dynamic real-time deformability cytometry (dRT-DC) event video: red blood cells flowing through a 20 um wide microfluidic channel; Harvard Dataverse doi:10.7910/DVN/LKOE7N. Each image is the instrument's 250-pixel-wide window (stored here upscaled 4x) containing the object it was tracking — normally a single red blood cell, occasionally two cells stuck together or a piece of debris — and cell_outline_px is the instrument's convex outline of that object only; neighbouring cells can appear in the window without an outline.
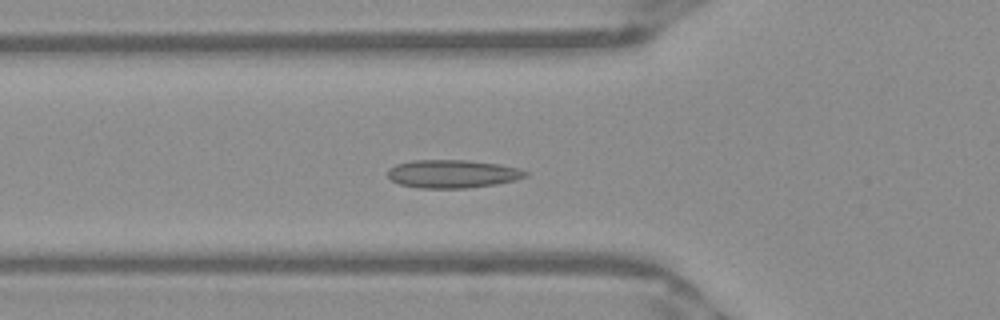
{"species": "Egyptian fruit bat (a non-hibernating species)", "species_latin": "Rousettus aegyptiacus", "temperature_condition": "warm", "stored_images_in_passage": 52, "camera_frame_rate_fps": 3000, "um_per_image_px": 0.085, "frame": {"image": 1, "passage_image": 18, "time_ms": 5.667, "image_size_px": [1000, 320], "cell_outline_px": [[528, 176], [516, 180], [496, 184], [468, 188], [420, 188], [400, 184], [392, 180], [388, 176], [388, 168], [396, 164], [412, 160], [468, 160], [500, 164], [520, 168], [528, 172]], "centroid_in_image_um": [38.5, 14.77], "position_along_channel_um": 87.3, "area_um2": 22.77}}
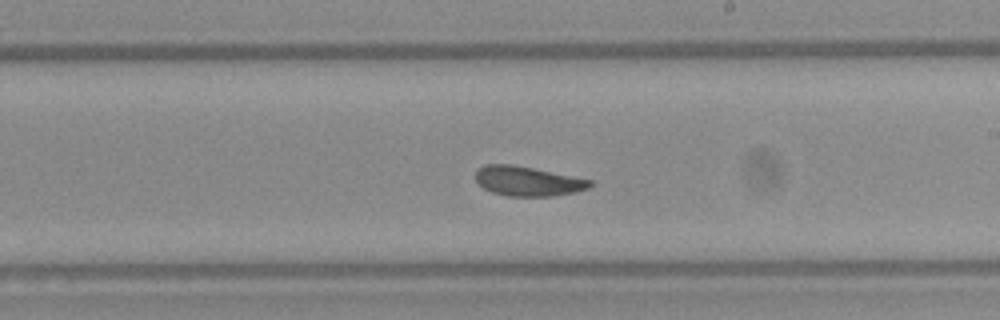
{"frame": {"image": 2, "passage_image": 30, "time_ms": 9.667, "image_size_px": [1000, 320], "cell_outline_px": [[592, 184], [588, 188], [572, 192], [552, 196], [508, 196], [492, 192], [484, 188], [476, 180], [476, 168], [484, 164], [512, 164], [592, 180]], "centroid_in_image_um": [44.81, 15.39], "position_along_channel_um": 244.2, "area_um2": 19.54}}
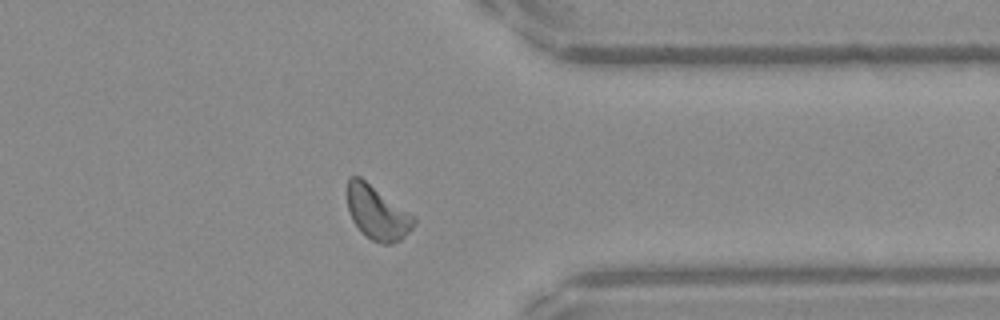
{"frame": {"image": 3, "passage_image": 41, "time_ms": 13.333, "image_size_px": [1000, 320], "cell_outline_px": [[416, 224], [400, 240], [392, 244], [384, 244], [372, 240], [364, 236], [360, 232], [352, 220], [348, 208], [348, 180], [352, 176], [360, 176], [412, 216], [416, 220]], "centroid_in_image_um": [32.03, 18.12], "position_along_channel_um": 379.4, "area_um2": 20.4}, "authors_computed_cell_mechanics": {"area_um2": 20.7213, "velocity_mm_per_s": 3.9063, "shape_relaxation_time_tau1_ms": null, "shape_relaxation_time_tau2_ms": 3.517, "deformation_change_tau1": null, "deformation_change_tau2": 0.0892}}